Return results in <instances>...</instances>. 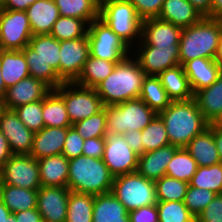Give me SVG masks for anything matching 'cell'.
Segmentation results:
<instances>
[{"label":"cell","mask_w":222,"mask_h":222,"mask_svg":"<svg viewBox=\"0 0 222 222\" xmlns=\"http://www.w3.org/2000/svg\"><path fill=\"white\" fill-rule=\"evenodd\" d=\"M87 31L88 24L84 20L60 16L53 24L50 35L60 42L84 37Z\"/></svg>","instance_id":"f35d334b"},{"label":"cell","mask_w":222,"mask_h":222,"mask_svg":"<svg viewBox=\"0 0 222 222\" xmlns=\"http://www.w3.org/2000/svg\"><path fill=\"white\" fill-rule=\"evenodd\" d=\"M215 62L219 66V68L222 70V30L220 33V39L218 43V49L214 58Z\"/></svg>","instance_id":"91938a15"},{"label":"cell","mask_w":222,"mask_h":222,"mask_svg":"<svg viewBox=\"0 0 222 222\" xmlns=\"http://www.w3.org/2000/svg\"><path fill=\"white\" fill-rule=\"evenodd\" d=\"M156 115L140 98L106 106L107 132L124 134L131 130L142 131Z\"/></svg>","instance_id":"52a82bcc"},{"label":"cell","mask_w":222,"mask_h":222,"mask_svg":"<svg viewBox=\"0 0 222 222\" xmlns=\"http://www.w3.org/2000/svg\"><path fill=\"white\" fill-rule=\"evenodd\" d=\"M54 91L64 100L72 125L97 114L104 107L95 88L64 82Z\"/></svg>","instance_id":"30bf717a"},{"label":"cell","mask_w":222,"mask_h":222,"mask_svg":"<svg viewBox=\"0 0 222 222\" xmlns=\"http://www.w3.org/2000/svg\"><path fill=\"white\" fill-rule=\"evenodd\" d=\"M178 147L167 145L139 156L137 172L146 179L156 181L165 176L166 168Z\"/></svg>","instance_id":"7402d4cb"},{"label":"cell","mask_w":222,"mask_h":222,"mask_svg":"<svg viewBox=\"0 0 222 222\" xmlns=\"http://www.w3.org/2000/svg\"><path fill=\"white\" fill-rule=\"evenodd\" d=\"M7 222H17L15 216L13 215V213L8 217V221Z\"/></svg>","instance_id":"e7e4bbea"},{"label":"cell","mask_w":222,"mask_h":222,"mask_svg":"<svg viewBox=\"0 0 222 222\" xmlns=\"http://www.w3.org/2000/svg\"><path fill=\"white\" fill-rule=\"evenodd\" d=\"M158 115L164 122L170 144L178 148H185L196 135L209 126L194 98L171 101Z\"/></svg>","instance_id":"7a4b0ae2"},{"label":"cell","mask_w":222,"mask_h":222,"mask_svg":"<svg viewBox=\"0 0 222 222\" xmlns=\"http://www.w3.org/2000/svg\"><path fill=\"white\" fill-rule=\"evenodd\" d=\"M211 18L222 20V0H212Z\"/></svg>","instance_id":"680465c9"},{"label":"cell","mask_w":222,"mask_h":222,"mask_svg":"<svg viewBox=\"0 0 222 222\" xmlns=\"http://www.w3.org/2000/svg\"><path fill=\"white\" fill-rule=\"evenodd\" d=\"M41 186L67 187L69 160L63 155L38 159Z\"/></svg>","instance_id":"484cf974"},{"label":"cell","mask_w":222,"mask_h":222,"mask_svg":"<svg viewBox=\"0 0 222 222\" xmlns=\"http://www.w3.org/2000/svg\"><path fill=\"white\" fill-rule=\"evenodd\" d=\"M159 222H195L183 201H157Z\"/></svg>","instance_id":"7bdbcfd3"},{"label":"cell","mask_w":222,"mask_h":222,"mask_svg":"<svg viewBox=\"0 0 222 222\" xmlns=\"http://www.w3.org/2000/svg\"><path fill=\"white\" fill-rule=\"evenodd\" d=\"M60 16L84 20L88 25L99 18L100 0H54Z\"/></svg>","instance_id":"1f68e13d"},{"label":"cell","mask_w":222,"mask_h":222,"mask_svg":"<svg viewBox=\"0 0 222 222\" xmlns=\"http://www.w3.org/2000/svg\"><path fill=\"white\" fill-rule=\"evenodd\" d=\"M130 222H159L157 205H148L128 212Z\"/></svg>","instance_id":"681fc988"},{"label":"cell","mask_w":222,"mask_h":222,"mask_svg":"<svg viewBox=\"0 0 222 222\" xmlns=\"http://www.w3.org/2000/svg\"><path fill=\"white\" fill-rule=\"evenodd\" d=\"M17 222H43L41 214L36 209L13 213Z\"/></svg>","instance_id":"f5cc1de1"},{"label":"cell","mask_w":222,"mask_h":222,"mask_svg":"<svg viewBox=\"0 0 222 222\" xmlns=\"http://www.w3.org/2000/svg\"><path fill=\"white\" fill-rule=\"evenodd\" d=\"M78 134L85 140L88 138L105 137L107 135L106 106L97 114L72 125Z\"/></svg>","instance_id":"b9f144b4"},{"label":"cell","mask_w":222,"mask_h":222,"mask_svg":"<svg viewBox=\"0 0 222 222\" xmlns=\"http://www.w3.org/2000/svg\"><path fill=\"white\" fill-rule=\"evenodd\" d=\"M12 213L10 210L4 205V203L0 200V222H7L8 217Z\"/></svg>","instance_id":"94428289"},{"label":"cell","mask_w":222,"mask_h":222,"mask_svg":"<svg viewBox=\"0 0 222 222\" xmlns=\"http://www.w3.org/2000/svg\"><path fill=\"white\" fill-rule=\"evenodd\" d=\"M141 140L143 143V153L170 145L164 122L158 114L142 130Z\"/></svg>","instance_id":"ab89813d"},{"label":"cell","mask_w":222,"mask_h":222,"mask_svg":"<svg viewBox=\"0 0 222 222\" xmlns=\"http://www.w3.org/2000/svg\"><path fill=\"white\" fill-rule=\"evenodd\" d=\"M1 75L6 89L29 76L26 58L21 50H0Z\"/></svg>","instance_id":"f1b7e54d"},{"label":"cell","mask_w":222,"mask_h":222,"mask_svg":"<svg viewBox=\"0 0 222 222\" xmlns=\"http://www.w3.org/2000/svg\"><path fill=\"white\" fill-rule=\"evenodd\" d=\"M137 11L142 20L158 18L163 7L164 0H128Z\"/></svg>","instance_id":"7dc6e473"},{"label":"cell","mask_w":222,"mask_h":222,"mask_svg":"<svg viewBox=\"0 0 222 222\" xmlns=\"http://www.w3.org/2000/svg\"><path fill=\"white\" fill-rule=\"evenodd\" d=\"M0 131L6 137L12 154H30L34 132L18 118L14 109L1 108Z\"/></svg>","instance_id":"2e32d148"},{"label":"cell","mask_w":222,"mask_h":222,"mask_svg":"<svg viewBox=\"0 0 222 222\" xmlns=\"http://www.w3.org/2000/svg\"><path fill=\"white\" fill-rule=\"evenodd\" d=\"M111 192L128 212L157 204L155 181L137 171L114 177Z\"/></svg>","instance_id":"ba28073f"},{"label":"cell","mask_w":222,"mask_h":222,"mask_svg":"<svg viewBox=\"0 0 222 222\" xmlns=\"http://www.w3.org/2000/svg\"><path fill=\"white\" fill-rule=\"evenodd\" d=\"M157 77L171 101H186L194 98V93L181 64L166 69Z\"/></svg>","instance_id":"83f0119b"},{"label":"cell","mask_w":222,"mask_h":222,"mask_svg":"<svg viewBox=\"0 0 222 222\" xmlns=\"http://www.w3.org/2000/svg\"><path fill=\"white\" fill-rule=\"evenodd\" d=\"M203 17L211 18L212 0H188Z\"/></svg>","instance_id":"9f6ffc18"},{"label":"cell","mask_w":222,"mask_h":222,"mask_svg":"<svg viewBox=\"0 0 222 222\" xmlns=\"http://www.w3.org/2000/svg\"><path fill=\"white\" fill-rule=\"evenodd\" d=\"M216 195L217 194L211 190L195 188L189 185L183 202L196 219Z\"/></svg>","instance_id":"ee69618b"},{"label":"cell","mask_w":222,"mask_h":222,"mask_svg":"<svg viewBox=\"0 0 222 222\" xmlns=\"http://www.w3.org/2000/svg\"><path fill=\"white\" fill-rule=\"evenodd\" d=\"M213 137L222 162V129H220L215 123L213 124Z\"/></svg>","instance_id":"6f0895ef"},{"label":"cell","mask_w":222,"mask_h":222,"mask_svg":"<svg viewBox=\"0 0 222 222\" xmlns=\"http://www.w3.org/2000/svg\"><path fill=\"white\" fill-rule=\"evenodd\" d=\"M198 167L211 166L221 162L213 137V124H209L201 134L196 135L185 147Z\"/></svg>","instance_id":"cb8c5ba5"},{"label":"cell","mask_w":222,"mask_h":222,"mask_svg":"<svg viewBox=\"0 0 222 222\" xmlns=\"http://www.w3.org/2000/svg\"><path fill=\"white\" fill-rule=\"evenodd\" d=\"M198 108L209 124H214L222 116V73L209 87L194 94Z\"/></svg>","instance_id":"4316f807"},{"label":"cell","mask_w":222,"mask_h":222,"mask_svg":"<svg viewBox=\"0 0 222 222\" xmlns=\"http://www.w3.org/2000/svg\"><path fill=\"white\" fill-rule=\"evenodd\" d=\"M38 190H29L0 183V200L11 213L36 209Z\"/></svg>","instance_id":"4dcf8cb0"},{"label":"cell","mask_w":222,"mask_h":222,"mask_svg":"<svg viewBox=\"0 0 222 222\" xmlns=\"http://www.w3.org/2000/svg\"><path fill=\"white\" fill-rule=\"evenodd\" d=\"M84 139L78 134L76 129L71 126L68 128L62 154L68 159L81 156L83 153Z\"/></svg>","instance_id":"bcb514c9"},{"label":"cell","mask_w":222,"mask_h":222,"mask_svg":"<svg viewBox=\"0 0 222 222\" xmlns=\"http://www.w3.org/2000/svg\"><path fill=\"white\" fill-rule=\"evenodd\" d=\"M32 29L25 11L0 9V49L22 50L29 45Z\"/></svg>","instance_id":"7c38bea8"},{"label":"cell","mask_w":222,"mask_h":222,"mask_svg":"<svg viewBox=\"0 0 222 222\" xmlns=\"http://www.w3.org/2000/svg\"><path fill=\"white\" fill-rule=\"evenodd\" d=\"M189 185L222 194V162L211 166L198 167L189 181Z\"/></svg>","instance_id":"74e56055"},{"label":"cell","mask_w":222,"mask_h":222,"mask_svg":"<svg viewBox=\"0 0 222 222\" xmlns=\"http://www.w3.org/2000/svg\"><path fill=\"white\" fill-rule=\"evenodd\" d=\"M90 56L120 63L132 54V50L100 18L88 25L87 31Z\"/></svg>","instance_id":"9c48e42d"},{"label":"cell","mask_w":222,"mask_h":222,"mask_svg":"<svg viewBox=\"0 0 222 222\" xmlns=\"http://www.w3.org/2000/svg\"><path fill=\"white\" fill-rule=\"evenodd\" d=\"M145 77L139 62L131 54L117 63L113 72L95 90L104 106L119 104L140 97Z\"/></svg>","instance_id":"6da1fadb"},{"label":"cell","mask_w":222,"mask_h":222,"mask_svg":"<svg viewBox=\"0 0 222 222\" xmlns=\"http://www.w3.org/2000/svg\"><path fill=\"white\" fill-rule=\"evenodd\" d=\"M196 222H222V194L216 195L196 218Z\"/></svg>","instance_id":"c3c4849f"},{"label":"cell","mask_w":222,"mask_h":222,"mask_svg":"<svg viewBox=\"0 0 222 222\" xmlns=\"http://www.w3.org/2000/svg\"><path fill=\"white\" fill-rule=\"evenodd\" d=\"M70 189L68 187H46L38 189L37 210L43 222H65Z\"/></svg>","instance_id":"e0dca14e"},{"label":"cell","mask_w":222,"mask_h":222,"mask_svg":"<svg viewBox=\"0 0 222 222\" xmlns=\"http://www.w3.org/2000/svg\"><path fill=\"white\" fill-rule=\"evenodd\" d=\"M26 58L29 76L43 81L52 90L64 81L59 77L60 42L50 34L32 35L21 50Z\"/></svg>","instance_id":"3957f363"},{"label":"cell","mask_w":222,"mask_h":222,"mask_svg":"<svg viewBox=\"0 0 222 222\" xmlns=\"http://www.w3.org/2000/svg\"><path fill=\"white\" fill-rule=\"evenodd\" d=\"M113 179L102 159L81 155L69 160L67 187L70 191L94 196L109 193Z\"/></svg>","instance_id":"5b68a950"},{"label":"cell","mask_w":222,"mask_h":222,"mask_svg":"<svg viewBox=\"0 0 222 222\" xmlns=\"http://www.w3.org/2000/svg\"><path fill=\"white\" fill-rule=\"evenodd\" d=\"M42 116L45 127H71L64 100L54 91L42 100Z\"/></svg>","instance_id":"836d02e7"},{"label":"cell","mask_w":222,"mask_h":222,"mask_svg":"<svg viewBox=\"0 0 222 222\" xmlns=\"http://www.w3.org/2000/svg\"><path fill=\"white\" fill-rule=\"evenodd\" d=\"M6 0H0V9L4 6Z\"/></svg>","instance_id":"03108f58"},{"label":"cell","mask_w":222,"mask_h":222,"mask_svg":"<svg viewBox=\"0 0 222 222\" xmlns=\"http://www.w3.org/2000/svg\"><path fill=\"white\" fill-rule=\"evenodd\" d=\"M182 28L158 18L143 20L141 40L137 45L171 47L179 45Z\"/></svg>","instance_id":"d6986e66"},{"label":"cell","mask_w":222,"mask_h":222,"mask_svg":"<svg viewBox=\"0 0 222 222\" xmlns=\"http://www.w3.org/2000/svg\"><path fill=\"white\" fill-rule=\"evenodd\" d=\"M1 108H2V101L0 100V110H1Z\"/></svg>","instance_id":"003e7915"},{"label":"cell","mask_w":222,"mask_h":222,"mask_svg":"<svg viewBox=\"0 0 222 222\" xmlns=\"http://www.w3.org/2000/svg\"><path fill=\"white\" fill-rule=\"evenodd\" d=\"M182 66L194 94L211 86L222 73L215 60L209 58H195L185 62Z\"/></svg>","instance_id":"ffe728a7"},{"label":"cell","mask_w":222,"mask_h":222,"mask_svg":"<svg viewBox=\"0 0 222 222\" xmlns=\"http://www.w3.org/2000/svg\"><path fill=\"white\" fill-rule=\"evenodd\" d=\"M198 165L185 148H178L169 162L165 175L189 183Z\"/></svg>","instance_id":"8d00e7d4"},{"label":"cell","mask_w":222,"mask_h":222,"mask_svg":"<svg viewBox=\"0 0 222 222\" xmlns=\"http://www.w3.org/2000/svg\"><path fill=\"white\" fill-rule=\"evenodd\" d=\"M123 137L136 154L139 156L143 154V143L141 142L142 131L131 130L130 132L124 133Z\"/></svg>","instance_id":"816d5d0a"},{"label":"cell","mask_w":222,"mask_h":222,"mask_svg":"<svg viewBox=\"0 0 222 222\" xmlns=\"http://www.w3.org/2000/svg\"><path fill=\"white\" fill-rule=\"evenodd\" d=\"M116 64L112 61L89 56L79 77L74 82L85 87L95 88L113 72Z\"/></svg>","instance_id":"d6a6232c"},{"label":"cell","mask_w":222,"mask_h":222,"mask_svg":"<svg viewBox=\"0 0 222 222\" xmlns=\"http://www.w3.org/2000/svg\"><path fill=\"white\" fill-rule=\"evenodd\" d=\"M59 77L74 82L90 56L87 34L84 37L60 41Z\"/></svg>","instance_id":"9a60e30c"},{"label":"cell","mask_w":222,"mask_h":222,"mask_svg":"<svg viewBox=\"0 0 222 222\" xmlns=\"http://www.w3.org/2000/svg\"><path fill=\"white\" fill-rule=\"evenodd\" d=\"M203 16L188 0H164L158 19L181 28L199 22Z\"/></svg>","instance_id":"d4e9b609"},{"label":"cell","mask_w":222,"mask_h":222,"mask_svg":"<svg viewBox=\"0 0 222 222\" xmlns=\"http://www.w3.org/2000/svg\"><path fill=\"white\" fill-rule=\"evenodd\" d=\"M157 201H184L189 183L163 176L155 181Z\"/></svg>","instance_id":"60d3db41"},{"label":"cell","mask_w":222,"mask_h":222,"mask_svg":"<svg viewBox=\"0 0 222 222\" xmlns=\"http://www.w3.org/2000/svg\"><path fill=\"white\" fill-rule=\"evenodd\" d=\"M6 86H5V83H4V80L2 78V75H1V67H0V100L2 101L6 95Z\"/></svg>","instance_id":"6125c7cd"},{"label":"cell","mask_w":222,"mask_h":222,"mask_svg":"<svg viewBox=\"0 0 222 222\" xmlns=\"http://www.w3.org/2000/svg\"><path fill=\"white\" fill-rule=\"evenodd\" d=\"M25 12L30 22L32 35L50 34L53 24L60 17L54 0H37Z\"/></svg>","instance_id":"603a6c76"},{"label":"cell","mask_w":222,"mask_h":222,"mask_svg":"<svg viewBox=\"0 0 222 222\" xmlns=\"http://www.w3.org/2000/svg\"><path fill=\"white\" fill-rule=\"evenodd\" d=\"M215 124L222 129V116L215 122Z\"/></svg>","instance_id":"be15d7a7"},{"label":"cell","mask_w":222,"mask_h":222,"mask_svg":"<svg viewBox=\"0 0 222 222\" xmlns=\"http://www.w3.org/2000/svg\"><path fill=\"white\" fill-rule=\"evenodd\" d=\"M12 152L9 148L6 137L0 131V169L10 159Z\"/></svg>","instance_id":"11a10c76"},{"label":"cell","mask_w":222,"mask_h":222,"mask_svg":"<svg viewBox=\"0 0 222 222\" xmlns=\"http://www.w3.org/2000/svg\"><path fill=\"white\" fill-rule=\"evenodd\" d=\"M93 222H130L126 207L112 192L95 195Z\"/></svg>","instance_id":"f546056e"},{"label":"cell","mask_w":222,"mask_h":222,"mask_svg":"<svg viewBox=\"0 0 222 222\" xmlns=\"http://www.w3.org/2000/svg\"><path fill=\"white\" fill-rule=\"evenodd\" d=\"M0 183L38 190L41 187L38 160L30 154H13L0 169Z\"/></svg>","instance_id":"8fae6325"},{"label":"cell","mask_w":222,"mask_h":222,"mask_svg":"<svg viewBox=\"0 0 222 222\" xmlns=\"http://www.w3.org/2000/svg\"><path fill=\"white\" fill-rule=\"evenodd\" d=\"M51 90L43 81L28 76L7 89L2 107L15 109L18 106L43 100Z\"/></svg>","instance_id":"ac0fdd59"},{"label":"cell","mask_w":222,"mask_h":222,"mask_svg":"<svg viewBox=\"0 0 222 222\" xmlns=\"http://www.w3.org/2000/svg\"><path fill=\"white\" fill-rule=\"evenodd\" d=\"M37 0H6L4 6L1 9L4 10H16L26 11Z\"/></svg>","instance_id":"db71d44e"},{"label":"cell","mask_w":222,"mask_h":222,"mask_svg":"<svg viewBox=\"0 0 222 222\" xmlns=\"http://www.w3.org/2000/svg\"><path fill=\"white\" fill-rule=\"evenodd\" d=\"M221 30L222 20L209 17H203L194 25L182 28L179 42L180 64L201 57L214 59Z\"/></svg>","instance_id":"277c9868"},{"label":"cell","mask_w":222,"mask_h":222,"mask_svg":"<svg viewBox=\"0 0 222 222\" xmlns=\"http://www.w3.org/2000/svg\"><path fill=\"white\" fill-rule=\"evenodd\" d=\"M69 127H44L34 133L30 155L35 159L62 154Z\"/></svg>","instance_id":"44dd1931"},{"label":"cell","mask_w":222,"mask_h":222,"mask_svg":"<svg viewBox=\"0 0 222 222\" xmlns=\"http://www.w3.org/2000/svg\"><path fill=\"white\" fill-rule=\"evenodd\" d=\"M14 111L25 126L34 133L45 127L42 116V100L18 106Z\"/></svg>","instance_id":"f6af8a7d"},{"label":"cell","mask_w":222,"mask_h":222,"mask_svg":"<svg viewBox=\"0 0 222 222\" xmlns=\"http://www.w3.org/2000/svg\"><path fill=\"white\" fill-rule=\"evenodd\" d=\"M102 160L113 177L136 172L139 155L124 140L123 134L107 133Z\"/></svg>","instance_id":"4fadbf2b"},{"label":"cell","mask_w":222,"mask_h":222,"mask_svg":"<svg viewBox=\"0 0 222 222\" xmlns=\"http://www.w3.org/2000/svg\"><path fill=\"white\" fill-rule=\"evenodd\" d=\"M157 114L165 110L171 103L166 90L157 76H147L143 80L139 97Z\"/></svg>","instance_id":"d590c367"},{"label":"cell","mask_w":222,"mask_h":222,"mask_svg":"<svg viewBox=\"0 0 222 222\" xmlns=\"http://www.w3.org/2000/svg\"><path fill=\"white\" fill-rule=\"evenodd\" d=\"M94 195L70 191L65 222H93Z\"/></svg>","instance_id":"e575fe53"},{"label":"cell","mask_w":222,"mask_h":222,"mask_svg":"<svg viewBox=\"0 0 222 222\" xmlns=\"http://www.w3.org/2000/svg\"><path fill=\"white\" fill-rule=\"evenodd\" d=\"M105 149V137L88 138L84 140L83 153L87 157L102 159Z\"/></svg>","instance_id":"f907efd6"},{"label":"cell","mask_w":222,"mask_h":222,"mask_svg":"<svg viewBox=\"0 0 222 222\" xmlns=\"http://www.w3.org/2000/svg\"><path fill=\"white\" fill-rule=\"evenodd\" d=\"M133 49H136V52H133L134 58L147 76H158L166 69L180 64L179 45H171V47L136 45Z\"/></svg>","instance_id":"5bb4252c"},{"label":"cell","mask_w":222,"mask_h":222,"mask_svg":"<svg viewBox=\"0 0 222 222\" xmlns=\"http://www.w3.org/2000/svg\"><path fill=\"white\" fill-rule=\"evenodd\" d=\"M99 18L131 49L141 40L143 20L128 0H101Z\"/></svg>","instance_id":"8992f818"}]
</instances>
